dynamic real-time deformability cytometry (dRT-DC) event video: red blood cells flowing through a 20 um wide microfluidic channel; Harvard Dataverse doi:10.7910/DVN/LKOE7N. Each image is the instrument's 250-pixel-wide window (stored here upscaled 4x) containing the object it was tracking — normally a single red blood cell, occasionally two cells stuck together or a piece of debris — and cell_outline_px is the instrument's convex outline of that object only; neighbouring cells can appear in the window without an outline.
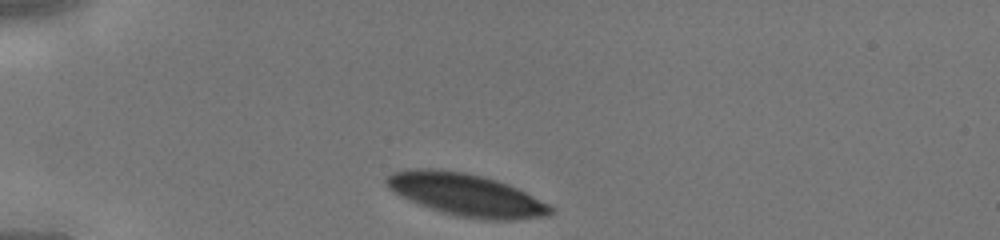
{"species": "human", "species_latin": "Homo sapiens", "temperature_condition": "cold", "stored_images_in_passage": 28, "camera_frame_rate_fps": 3000, "um_per_image_px": 0.085, "donor": {"sex": "male"}, "frame": {"image": 1, "passage_image": 1, "time_ms": 0.0, "image_size_px": [1000, 240], "cell_outline_px": [[552, 212], [548, 216], [516, 220], [484, 220], [456, 216], [408, 200], [400, 196], [388, 188], [384, 180], [388, 176], [396, 172], [408, 168], [440, 168], [464, 172], [496, 180], [508, 184], [548, 204], [552, 208]], "centroid_in_image_um": [39.59, 16.55], "position_along_channel_um": 45.4, "area_um2": 40.34}}
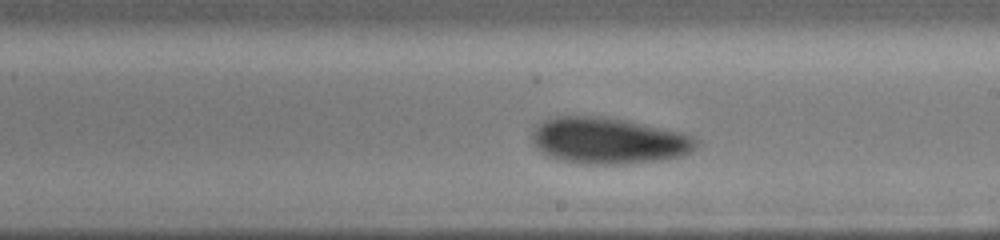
{"frame": {"image": 2, "passage_image": 16, "time_ms": 5.0, "image_size_px": [1000, 240], "cell_outline_px": [[700, 144], [696, 148], [680, 156], [656, 160], [624, 164], [584, 164], [560, 160], [548, 156], [540, 152], [532, 144], [532, 128], [544, 120], [552, 116], [604, 116], [628, 120], [684, 132], [700, 140]], "centroid_in_image_um": [51.7, 11.94], "position_along_channel_um": 237.3, "area_um2": 44.97}}
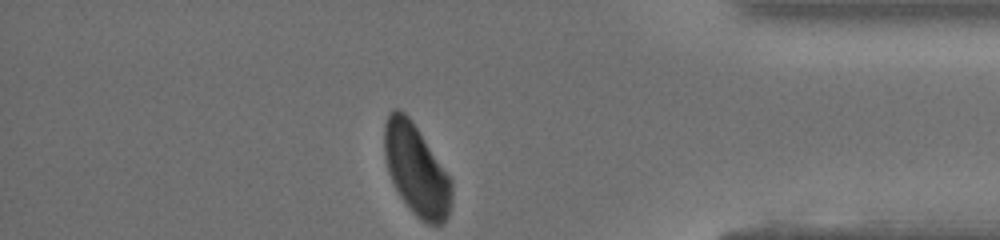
{"frame": {"image": 3, "passage_image": 28, "time_ms": 9.0, "image_size_px": [1000, 240], "cell_outline_px": [[452, 200], [448, 216], [440, 224], [428, 224], [416, 216], [412, 212], [400, 196], [388, 172], [384, 156], [384, 124], [392, 108], [400, 108], [412, 120], [452, 180]], "centroid_in_image_um": [35.37, 14.42], "position_along_channel_um": 399.8, "area_um2": 35.6}}